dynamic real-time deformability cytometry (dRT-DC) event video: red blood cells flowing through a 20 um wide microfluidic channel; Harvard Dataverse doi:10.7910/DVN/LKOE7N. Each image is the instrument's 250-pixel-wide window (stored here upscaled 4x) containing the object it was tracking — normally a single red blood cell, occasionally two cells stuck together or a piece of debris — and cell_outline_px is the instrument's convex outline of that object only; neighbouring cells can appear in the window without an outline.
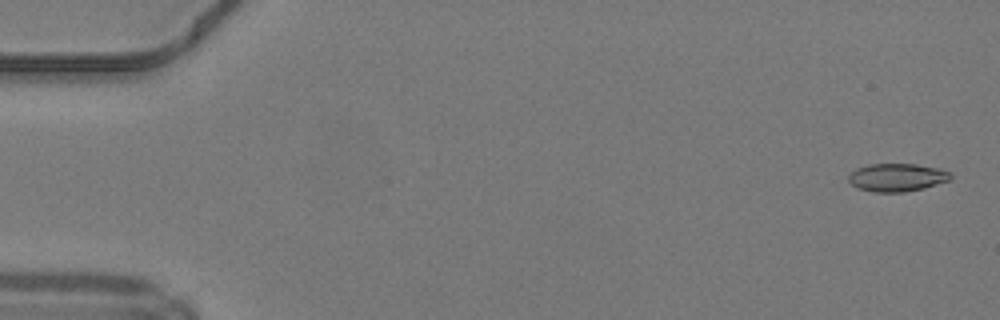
{"species": "common noctule bat (a hibernating species)", "species_latin": "Nyctalus noctula", "temperature_condition": "warm", "stored_images_in_passage": 49, "camera_frame_rate_fps": 3000, "um_per_image_px": 0.085, "animal": {"sex": "male", "body_mass_g": 19.2, "forearm_length_mm": 51.8}, "frame": {"image": 1, "passage_image": 2, "time_ms": 0.333, "image_size_px": [1000, 320], "cell_outline_px": [[952, 176], [948, 180], [924, 188], [904, 192], [876, 192], [860, 188], [852, 184], [848, 180], [848, 176], [856, 168], [868, 164], [916, 164], [940, 168], [952, 172]], "centroid_in_image_um": [76.26, 15.07], "position_along_channel_um": 8.7, "area_um2": 16.59}}
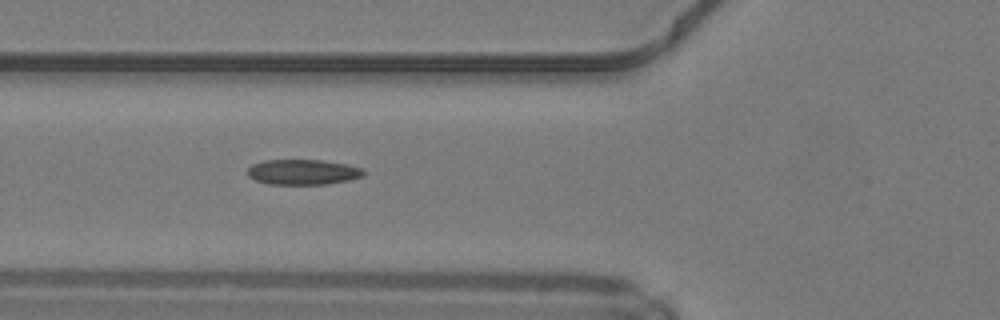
{"frame": {"image": 2, "passage_image": 19, "time_ms": 6.0, "image_size_px": [1000, 320], "cell_outline_px": [[364, 172], [360, 176], [348, 180], [328, 184], [268, 184], [256, 180], [248, 176], [248, 168], [252, 164], [264, 160], [320, 160], [344, 164], [360, 168]], "centroid_in_image_um": [25.68, 14.62], "position_along_channel_um": 100.1, "area_um2": 16.82}}
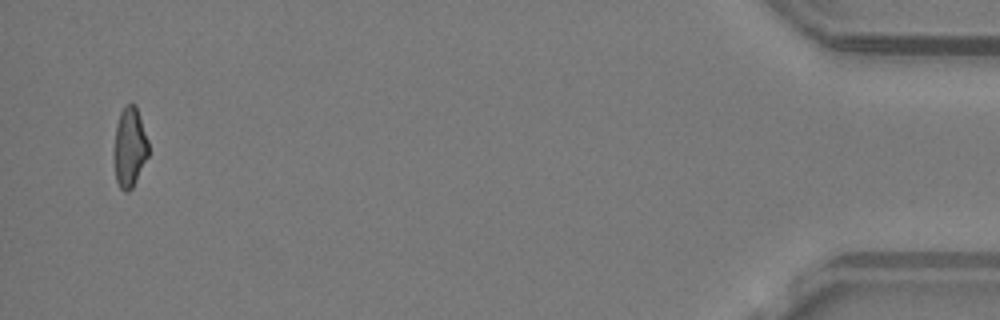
{"frame": {"image": 3, "passage_image": 48, "time_ms": 15.667, "image_size_px": [1000, 320], "cell_outline_px": [[148, 156], [132, 188], [128, 192], [124, 192], [120, 188], [116, 180], [112, 152], [116, 124], [120, 112], [128, 104], [136, 104], [148, 140]], "centroid_in_image_um": [10.99, 12.53], "position_along_channel_um": 424.2, "area_um2": 16.3}, "authors_computed_cell_mechanics": {"area_um2": 17.1666, "velocity_mm_per_s": 4.2356, "shape_relaxation_time_tau1_ms": null, "shape_relaxation_time_tau2_ms": 3.3312, "deformation_change_tau1": null, "deformation_change_tau2": 0.0985}}